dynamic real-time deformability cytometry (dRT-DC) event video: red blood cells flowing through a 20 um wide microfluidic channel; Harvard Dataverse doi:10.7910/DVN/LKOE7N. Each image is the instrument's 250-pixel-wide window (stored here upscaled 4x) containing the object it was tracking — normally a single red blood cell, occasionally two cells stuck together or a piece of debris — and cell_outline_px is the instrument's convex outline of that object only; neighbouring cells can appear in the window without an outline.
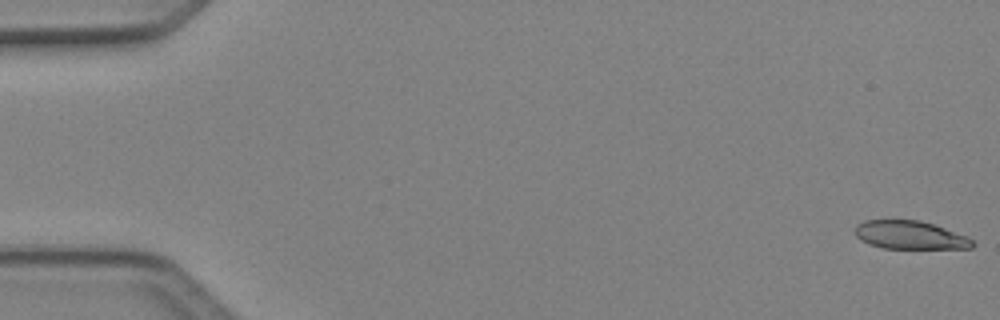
{"species": "Egyptian fruit bat (a non-hibernating species)", "species_latin": "Rousettus aegyptiacus", "temperature_condition": "cold", "stored_images_in_passage": 5, "camera_frame_rate_fps": 3000, "um_per_image_px": 0.085, "animal": {"sex": "female"}, "frame": {"image": 1, "passage_image": 1, "time_ms": 0.0, "image_size_px": [1000, 320], "cell_outline_px": [[976, 244], [972, 248], [884, 248], [868, 244], [860, 240], [856, 236], [856, 224], [864, 220], [920, 220], [968, 236]], "centroid_in_image_um": [77.35, 19.98], "position_along_channel_um": 7.7, "area_um2": 19.31}}
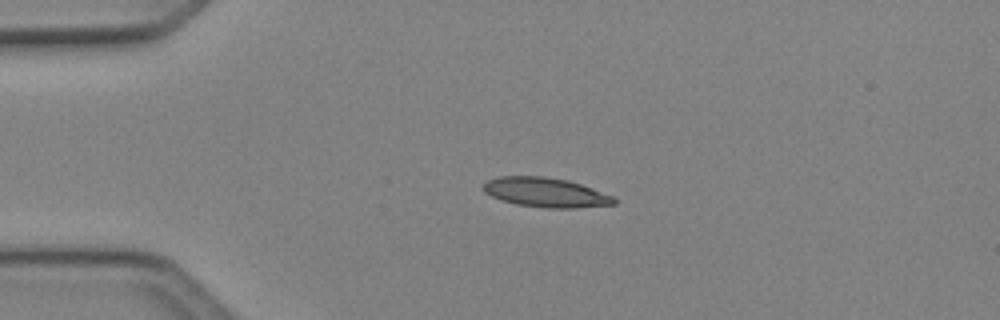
{"frame": {"image": 2, "passage_image": 4, "time_ms": 1.0, "image_size_px": [1000, 320], "cell_outline_px": [[616, 204], [576, 208], [548, 208], [516, 204], [500, 200], [484, 192], [484, 184], [488, 180], [500, 176], [544, 176], [568, 180], [592, 188], [612, 196], [616, 200]], "centroid_in_image_um": [46.38, 16.36], "position_along_channel_um": 38.6, "area_um2": 22.37}}